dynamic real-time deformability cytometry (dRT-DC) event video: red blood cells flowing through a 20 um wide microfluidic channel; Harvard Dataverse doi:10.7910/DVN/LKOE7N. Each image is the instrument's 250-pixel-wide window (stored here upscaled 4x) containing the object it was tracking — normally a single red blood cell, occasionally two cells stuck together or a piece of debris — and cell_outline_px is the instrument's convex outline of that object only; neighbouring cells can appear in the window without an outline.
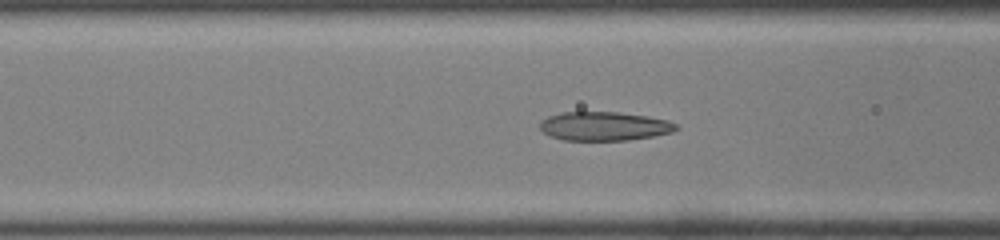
{"species": "common noctule bat (a hibernating species)", "species_latin": "Nyctalus noctula", "temperature_condition": "room temperature", "stored_images_in_passage": 35, "camera_frame_rate_fps": 3000, "um_per_image_px": 0.085, "animal": {"sex": "male", "body_mass_g": 19.0, "forearm_length_mm": 50.8}, "frame": {"image": 1, "passage_image": 6, "time_ms": 1.667, "image_size_px": [1000, 240], "cell_outline_px": [[680, 128], [672, 132], [652, 136], [628, 140], [564, 140], [548, 136], [540, 128], [540, 120], [548, 116], [560, 112], [616, 112], [648, 116], [668, 120], [676, 124]], "centroid_in_image_um": [51.34, 10.72], "position_along_channel_um": 115.3, "area_um2": 23.0}}
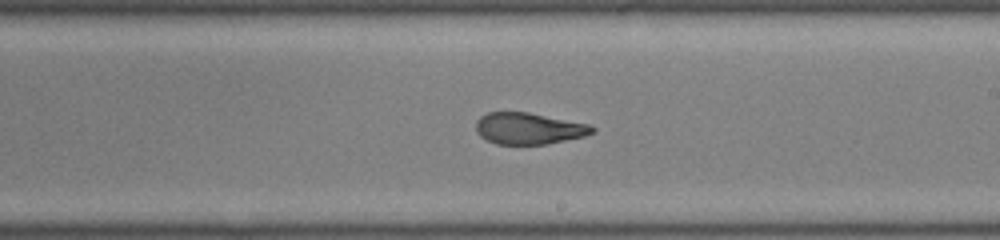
{"frame": {"image": 2, "passage_image": 15, "time_ms": 4.667, "image_size_px": [1000, 240], "cell_outline_px": [[596, 132], [584, 136], [544, 144], [496, 144], [480, 136], [476, 132], [476, 120], [480, 116], [488, 112], [528, 112], [588, 124], [596, 128]], "centroid_in_image_um": [44.92, 10.91], "position_along_channel_um": 244.1, "area_um2": 21.27}}
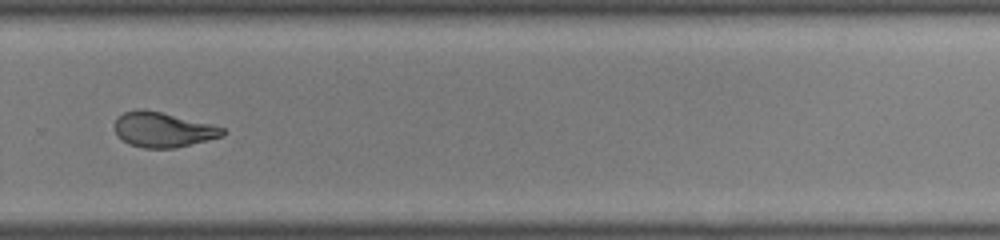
{"frame": {"image": 3, "passage_image": 20, "time_ms": 6.333, "image_size_px": [1000, 240], "cell_outline_px": [[228, 132], [224, 136], [176, 148], [144, 148], [128, 144], [116, 132], [116, 120], [124, 112], [136, 108], [140, 108], [160, 112], [212, 124], [224, 128]], "centroid_in_image_um": [13.9, 11.03], "position_along_channel_um": 315.9, "area_um2": 21.91}, "authors_computed_cell_mechanics": {"area_um2": 22.7732, "velocity_mm_per_s": 4.3154, "shape_relaxation_time_tau1_ms": null, "shape_relaxation_time_tau2_ms": 1.2374, "deformation_change_tau1": null, "deformation_change_tau2": 0.0764}}